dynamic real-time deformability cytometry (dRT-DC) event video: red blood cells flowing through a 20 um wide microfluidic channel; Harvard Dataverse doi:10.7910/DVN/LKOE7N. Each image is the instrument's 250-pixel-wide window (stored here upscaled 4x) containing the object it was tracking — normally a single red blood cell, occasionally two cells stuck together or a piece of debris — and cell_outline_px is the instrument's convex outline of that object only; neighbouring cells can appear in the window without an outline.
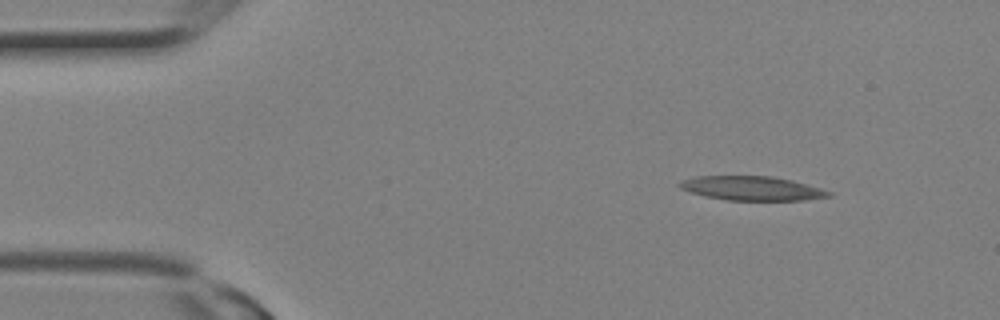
{"species": "Egyptian fruit bat (a non-hibernating species)", "species_latin": "Rousettus aegyptiacus", "temperature_condition": "room temperature", "stored_images_in_passage": 4, "segment_of_instrument_passage": [1, 2], "camera_frame_rate_fps": 3000, "um_per_image_px": 0.085, "animal": {"sex": "female"}, "frame": {"image": 1, "passage_image": 2, "time_ms": 0.333, "image_size_px": [1000, 320], "cell_outline_px": [[832, 196], [804, 200], [724, 200], [704, 196], [680, 188], [676, 184], [680, 180], [696, 176], [772, 176], [792, 180], [820, 188], [832, 192]], "centroid_in_image_um": [63.88, 16.0], "position_along_channel_um": 21.1, "area_um2": 21.04}}